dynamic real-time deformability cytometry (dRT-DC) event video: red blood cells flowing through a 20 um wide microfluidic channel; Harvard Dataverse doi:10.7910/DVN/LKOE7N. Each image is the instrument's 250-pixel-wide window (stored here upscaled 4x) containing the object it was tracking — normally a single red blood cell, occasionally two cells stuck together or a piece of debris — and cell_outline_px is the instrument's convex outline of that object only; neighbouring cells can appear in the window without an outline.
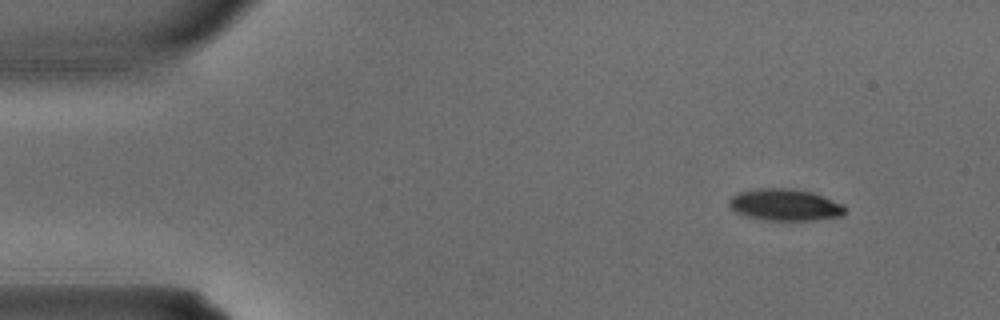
{"species": "common noctule bat (a hibernating species)", "species_latin": "Nyctalus noctula", "temperature_condition": "warm", "stored_images_in_passage": 3, "camera_frame_rate_fps": 3000, "um_per_image_px": 0.085, "animal": {"sex": "male", "body_mass_g": 15.6}, "frame": {"image": 1, "passage_image": 1, "time_ms": 0.0, "image_size_px": [1000, 320], "cell_outline_px": [[844, 216], [816, 220], [764, 220], [748, 216], [736, 212], [728, 204], [728, 200], [732, 196], [740, 192], [760, 188], [792, 188], [812, 192], [844, 204]], "centroid_in_image_um": [66.75, 17.41], "position_along_channel_um": 18.3, "area_um2": 21.44}}
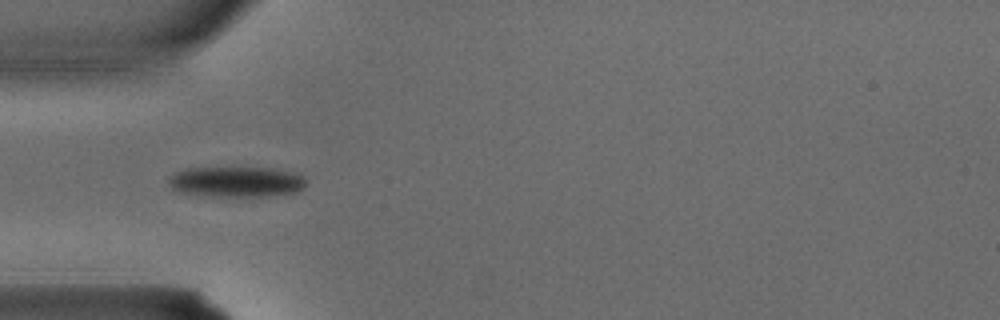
{"frame": {"image": 2, "passage_image": 3, "time_ms": 0.667, "image_size_px": [1000, 320], "cell_outline_px": [[304, 188], [300, 192], [264, 196], [220, 196], [184, 192], [172, 188], [168, 184], [168, 176], [172, 172], [184, 168], [272, 168], [296, 172], [304, 176]], "centroid_in_image_um": [20.11, 15.43], "position_along_channel_um": 64.9, "area_um2": 24.45}}